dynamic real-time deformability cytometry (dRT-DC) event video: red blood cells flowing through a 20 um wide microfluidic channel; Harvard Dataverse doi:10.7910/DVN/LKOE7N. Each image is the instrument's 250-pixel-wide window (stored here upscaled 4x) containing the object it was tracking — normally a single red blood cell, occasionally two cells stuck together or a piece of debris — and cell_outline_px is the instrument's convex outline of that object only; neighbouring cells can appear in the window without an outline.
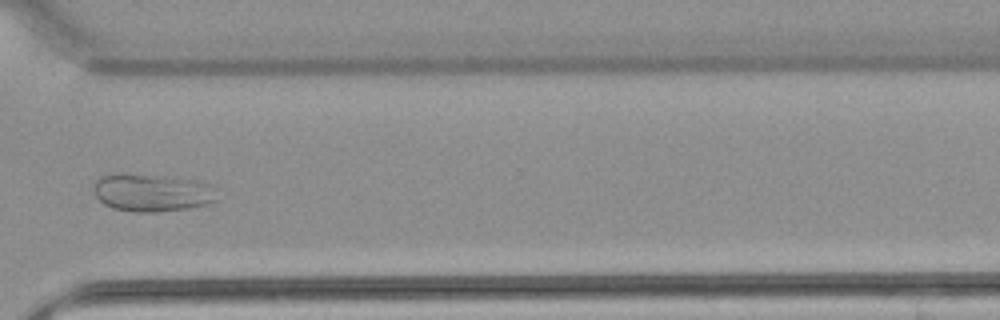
{"species": "common noctule bat (a hibernating species)", "species_latin": "Nyctalus noctula", "temperature_condition": "warm", "stored_images_in_passage": 33, "camera_frame_rate_fps": 3000, "um_per_image_px": 0.085, "animal": {"sex": "female", "body_mass_g": 22.7, "forearm_length_mm": 54.2}, "frame": {"image": 1, "passage_image": 24, "time_ms": 7.667, "image_size_px": [1000, 320], "cell_outline_px": [[216, 200], [204, 204], [184, 208], [156, 212], [132, 212], [112, 208], [104, 204], [96, 196], [92, 188], [92, 184], [100, 176], [168, 176], [200, 180], [208, 184]], "centroid_in_image_um": [12.87, 16.4], "position_along_channel_um": 357.7, "area_um2": 26.24}, "authors_computed_cell_mechanics": {"area_um2": 22.9466, "velocity_mm_per_s": 3.8359, "shape_relaxation_time_tau1_ms": null, "shape_relaxation_time_tau2_ms": 1.4382, "deformation_change_tau1": null, "deformation_change_tau2": 0.0536}}